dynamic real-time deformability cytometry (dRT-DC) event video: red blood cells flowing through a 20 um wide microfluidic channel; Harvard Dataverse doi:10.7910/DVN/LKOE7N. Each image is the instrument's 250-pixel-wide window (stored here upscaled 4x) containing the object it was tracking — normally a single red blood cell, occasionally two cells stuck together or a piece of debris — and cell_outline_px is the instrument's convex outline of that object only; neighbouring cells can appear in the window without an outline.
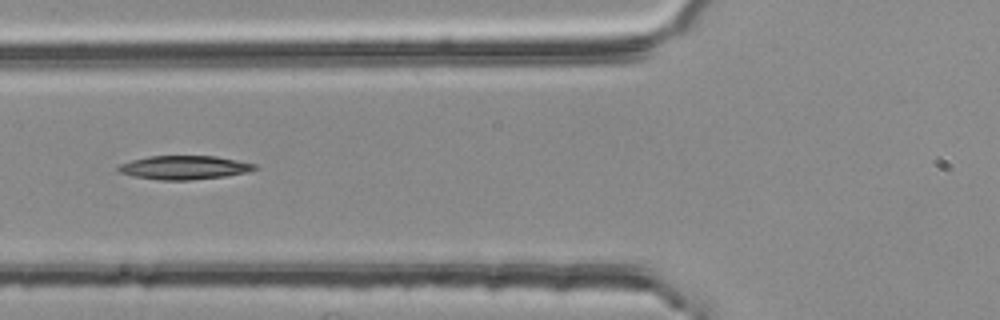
{"species": "common noctule bat (a hibernating species)", "species_latin": "Nyctalus noctula", "temperature_condition": "room temperature", "stored_images_in_passage": 5, "camera_frame_rate_fps": 3000, "um_per_image_px": 0.085, "animal": {"sex": "female", "body_mass_g": 25.1}, "frame": {"image": 1, "passage_image": 5, "time_ms": 1.333, "image_size_px": [1000, 320], "cell_outline_px": [[260, 164], [256, 168], [248, 172], [224, 176], [188, 180], [160, 180], [136, 176], [120, 172], [116, 168], [120, 164], [132, 160], [148, 156], [216, 156]], "centroid_in_image_um": [15.71, 14.23], "position_along_channel_um": 110.1, "area_um2": 18.79}}